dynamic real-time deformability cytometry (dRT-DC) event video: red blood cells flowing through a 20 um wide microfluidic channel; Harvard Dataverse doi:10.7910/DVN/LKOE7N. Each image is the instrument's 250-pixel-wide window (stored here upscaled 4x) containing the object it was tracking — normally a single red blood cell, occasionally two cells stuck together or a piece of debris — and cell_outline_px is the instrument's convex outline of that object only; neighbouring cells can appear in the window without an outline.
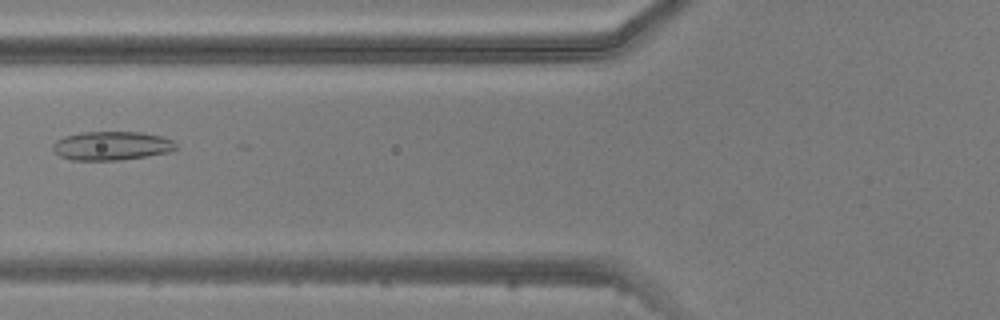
{"species": "common noctule bat (a hibernating species)", "species_latin": "Nyctalus noctula", "temperature_condition": "warm", "stored_images_in_passage": 6, "camera_frame_rate_fps": 3000, "um_per_image_px": 0.085, "animal": {"sex": "male", "body_mass_g": 20.5, "forearm_length_mm": 52.5}, "frame": {"image": 1, "passage_image": 5, "time_ms": 4.667, "image_size_px": [1000, 320], "cell_outline_px": [[176, 148], [168, 152], [120, 160], [72, 160], [60, 156], [52, 148], [52, 144], [56, 140], [64, 136], [80, 132], [140, 132], [160, 136], [172, 140], [176, 144]], "centroid_in_image_um": [9.44, 12.38], "position_along_channel_um": 116.4, "area_um2": 20.52}}
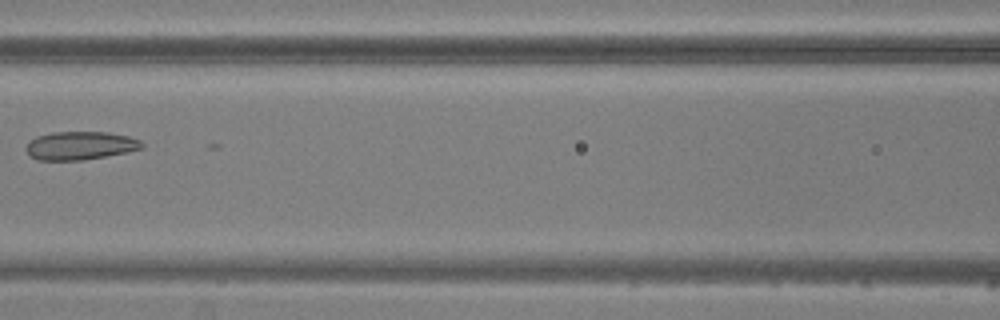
{"frame": {"image": 2, "passage_image": 6, "time_ms": 5.667, "image_size_px": [1000, 320], "cell_outline_px": [[144, 148], [84, 160], [36, 160], [28, 156], [24, 148], [36, 136], [52, 132], [108, 132], [128, 136], [140, 140], [144, 144]], "centroid_in_image_um": [6.78, 12.38], "position_along_channel_um": 159.8, "area_um2": 19.13}}